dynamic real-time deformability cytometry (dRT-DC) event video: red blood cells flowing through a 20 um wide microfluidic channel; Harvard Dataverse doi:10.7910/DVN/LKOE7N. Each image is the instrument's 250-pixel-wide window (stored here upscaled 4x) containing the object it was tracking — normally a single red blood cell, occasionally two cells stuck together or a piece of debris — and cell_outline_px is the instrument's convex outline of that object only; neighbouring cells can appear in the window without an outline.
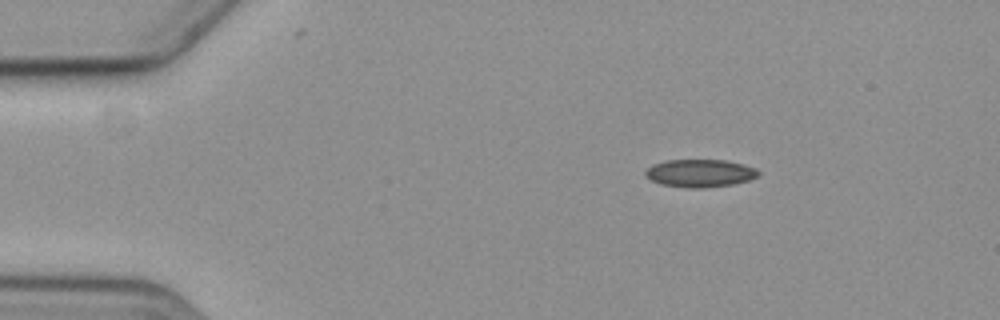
{"species": "common noctule bat (a hibernating species)", "species_latin": "Nyctalus noctula", "temperature_condition": "cold", "stored_images_in_passage": 3, "camera_frame_rate_fps": 3000, "um_per_image_px": 0.085, "animal": {"sex": "female", "body_mass_g": 19.3, "forearm_length_mm": 54.1}, "frame": {"image": 1, "passage_image": 1, "time_ms": 0.0, "image_size_px": [1000, 320], "cell_outline_px": [[760, 176], [748, 180], [732, 184], [704, 188], [688, 188], [664, 184], [652, 180], [644, 176], [644, 172], [652, 164], [664, 160], [728, 160], [744, 164], [756, 168], [760, 172]], "centroid_in_image_um": [59.52, 14.71], "position_along_channel_um": 25.5, "area_um2": 18.38}}